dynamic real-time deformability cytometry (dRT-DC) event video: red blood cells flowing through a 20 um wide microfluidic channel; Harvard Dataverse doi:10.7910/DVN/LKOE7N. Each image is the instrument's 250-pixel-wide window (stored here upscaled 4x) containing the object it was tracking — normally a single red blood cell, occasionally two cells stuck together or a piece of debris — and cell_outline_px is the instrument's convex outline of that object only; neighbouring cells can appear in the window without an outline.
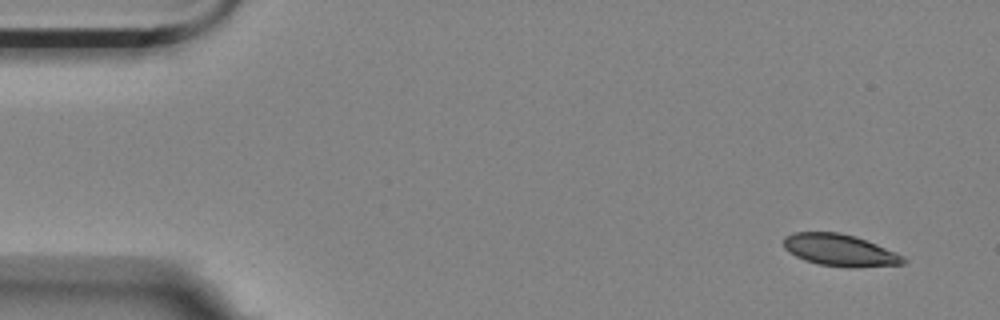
{"species": "Egyptian fruit bat (a non-hibernating species)", "species_latin": "Rousettus aegyptiacus", "temperature_condition": "room temperature", "stored_images_in_passage": 4, "camera_frame_rate_fps": 3000, "um_per_image_px": 0.085, "animal": {"sex": "female"}, "frame": {"image": 1, "passage_image": 1, "time_ms": 0.0, "image_size_px": [1000, 320], "cell_outline_px": [[908, 260], [904, 264], [852, 268], [820, 264], [804, 260], [788, 252], [784, 248], [784, 236], [792, 232], [840, 232], [856, 236], [896, 252], [904, 256]], "centroid_in_image_um": [71.4, 21.26], "position_along_channel_um": 13.6, "area_um2": 22.43}}